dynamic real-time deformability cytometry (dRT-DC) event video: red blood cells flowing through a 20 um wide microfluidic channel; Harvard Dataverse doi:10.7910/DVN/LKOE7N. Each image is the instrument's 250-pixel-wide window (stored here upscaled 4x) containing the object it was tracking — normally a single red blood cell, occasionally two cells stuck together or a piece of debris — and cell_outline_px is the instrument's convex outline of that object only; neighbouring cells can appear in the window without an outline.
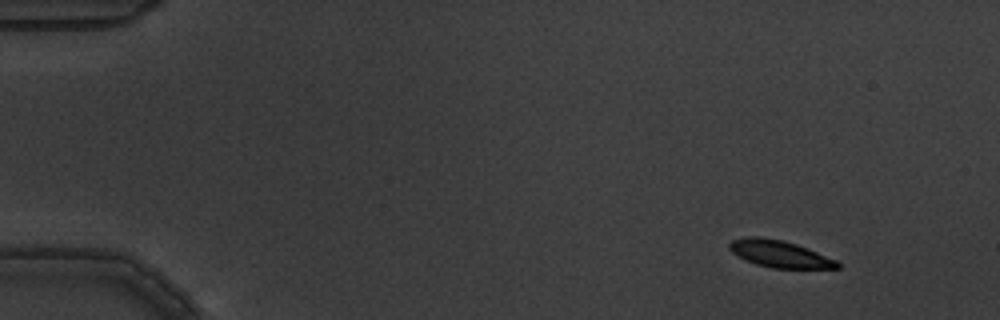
{"species": "common noctule bat (a hibernating species)", "species_latin": "Nyctalus noctula", "temperature_condition": "warm", "stored_images_in_passage": 5, "camera_frame_rate_fps": 3000, "um_per_image_px": 0.085, "animal": {"sex": "male", "body_mass_g": 19.5, "forearm_length_mm": 54.6}, "frame": {"image": 1, "passage_image": 1, "time_ms": 0.0, "image_size_px": [1000, 320], "cell_outline_px": [[840, 268], [772, 268], [756, 264], [732, 252], [728, 248], [728, 244], [732, 240], [744, 236], [756, 236], [784, 240], [796, 244], [836, 260], [840, 264]], "centroid_in_image_um": [66.24, 21.56], "position_along_channel_um": 18.8, "area_um2": 16.76}}